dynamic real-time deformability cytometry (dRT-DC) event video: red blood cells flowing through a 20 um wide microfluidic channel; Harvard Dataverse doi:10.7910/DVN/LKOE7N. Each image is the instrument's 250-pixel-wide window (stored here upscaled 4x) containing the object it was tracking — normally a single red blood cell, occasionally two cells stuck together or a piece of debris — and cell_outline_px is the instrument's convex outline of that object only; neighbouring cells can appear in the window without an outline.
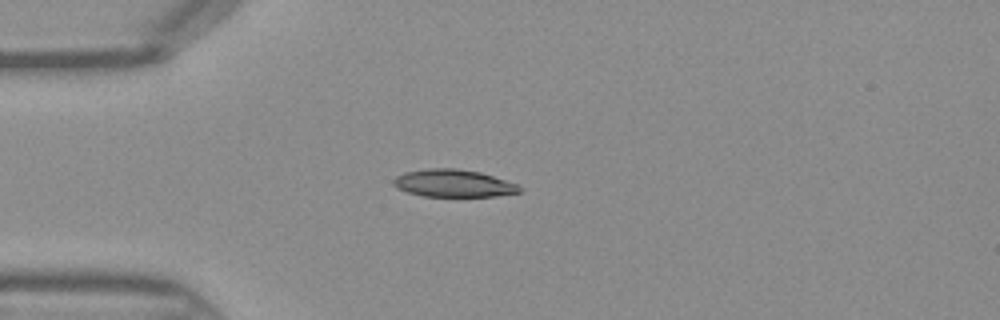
{"species": "Egyptian fruit bat (a non-hibernating species)", "species_latin": "Rousettus aegyptiacus", "temperature_condition": "warm", "stored_images_in_passage": 44, "camera_frame_rate_fps": 3000, "um_per_image_px": 0.085, "frame": {"image": 1, "passage_image": 11, "time_ms": 3.333, "image_size_px": [1000, 320], "cell_outline_px": [[520, 192], [496, 196], [424, 196], [408, 192], [396, 188], [392, 184], [392, 180], [396, 176], [404, 172], [428, 168], [456, 168], [480, 172], [520, 184]], "centroid_in_image_um": [38.53, 15.57], "position_along_channel_um": 46.5, "area_um2": 20.29}}
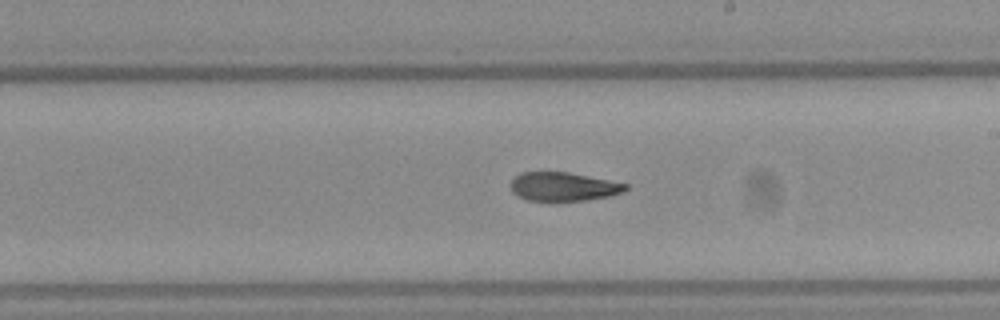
{"frame": {"image": 2, "passage_image": 25, "time_ms": 8.0, "image_size_px": [1000, 320], "cell_outline_px": [[628, 188], [624, 192], [608, 196], [584, 200], [556, 204], [528, 200], [516, 196], [512, 192], [512, 180], [520, 172], [568, 172], [628, 184]], "centroid_in_image_um": [47.86, 15.91], "position_along_channel_um": 241.1, "area_um2": 19.77}}
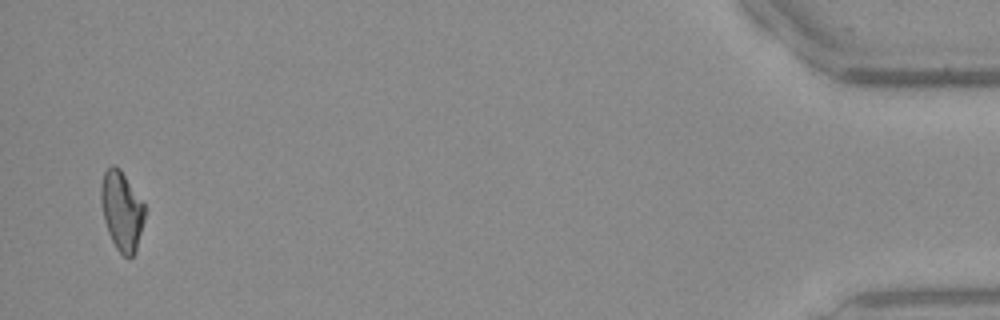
{"frame": {"image": 3, "passage_image": 43, "time_ms": 14.0, "image_size_px": [1000, 320], "cell_outline_px": [[144, 220], [136, 252], [128, 260], [116, 248], [108, 232], [104, 220], [100, 200], [100, 188], [104, 172], [112, 164], [116, 164], [120, 168], [144, 204]], "centroid_in_image_um": [10.34, 17.92], "position_along_channel_um": 424.9, "area_um2": 20.23}}